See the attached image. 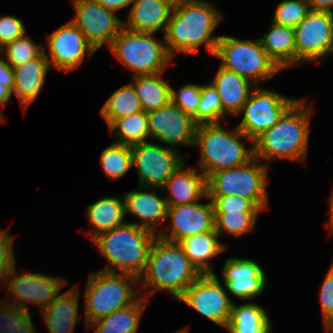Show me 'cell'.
<instances>
[{"instance_id": "obj_41", "label": "cell", "mask_w": 333, "mask_h": 333, "mask_svg": "<svg viewBox=\"0 0 333 333\" xmlns=\"http://www.w3.org/2000/svg\"><path fill=\"white\" fill-rule=\"evenodd\" d=\"M213 204L214 212H260L262 209L257 208L250 200L243 199L239 196H207Z\"/></svg>"}, {"instance_id": "obj_24", "label": "cell", "mask_w": 333, "mask_h": 333, "mask_svg": "<svg viewBox=\"0 0 333 333\" xmlns=\"http://www.w3.org/2000/svg\"><path fill=\"white\" fill-rule=\"evenodd\" d=\"M216 88L223 107V118L228 114L239 115L255 86L249 80L222 66L211 81ZM251 88V89H250Z\"/></svg>"}, {"instance_id": "obj_38", "label": "cell", "mask_w": 333, "mask_h": 333, "mask_svg": "<svg viewBox=\"0 0 333 333\" xmlns=\"http://www.w3.org/2000/svg\"><path fill=\"white\" fill-rule=\"evenodd\" d=\"M42 52L43 46L37 45L29 36L24 34L1 48L0 57L6 56V62L14 68L36 59Z\"/></svg>"}, {"instance_id": "obj_44", "label": "cell", "mask_w": 333, "mask_h": 333, "mask_svg": "<svg viewBox=\"0 0 333 333\" xmlns=\"http://www.w3.org/2000/svg\"><path fill=\"white\" fill-rule=\"evenodd\" d=\"M323 322L333 318V269L330 268L320 289Z\"/></svg>"}, {"instance_id": "obj_48", "label": "cell", "mask_w": 333, "mask_h": 333, "mask_svg": "<svg viewBox=\"0 0 333 333\" xmlns=\"http://www.w3.org/2000/svg\"><path fill=\"white\" fill-rule=\"evenodd\" d=\"M12 92L0 84V105H5L12 96Z\"/></svg>"}, {"instance_id": "obj_4", "label": "cell", "mask_w": 333, "mask_h": 333, "mask_svg": "<svg viewBox=\"0 0 333 333\" xmlns=\"http://www.w3.org/2000/svg\"><path fill=\"white\" fill-rule=\"evenodd\" d=\"M157 236L133 223H124L99 234L92 240V245H96L110 262L101 271L117 273L118 269L121 273L139 278L145 269L150 249ZM111 264L117 269L115 270Z\"/></svg>"}, {"instance_id": "obj_34", "label": "cell", "mask_w": 333, "mask_h": 333, "mask_svg": "<svg viewBox=\"0 0 333 333\" xmlns=\"http://www.w3.org/2000/svg\"><path fill=\"white\" fill-rule=\"evenodd\" d=\"M100 164L106 176L116 180L125 175L131 168V146L114 143L103 149Z\"/></svg>"}, {"instance_id": "obj_28", "label": "cell", "mask_w": 333, "mask_h": 333, "mask_svg": "<svg viewBox=\"0 0 333 333\" xmlns=\"http://www.w3.org/2000/svg\"><path fill=\"white\" fill-rule=\"evenodd\" d=\"M124 197H104L87 207V217L91 224L90 238L124 224Z\"/></svg>"}, {"instance_id": "obj_47", "label": "cell", "mask_w": 333, "mask_h": 333, "mask_svg": "<svg viewBox=\"0 0 333 333\" xmlns=\"http://www.w3.org/2000/svg\"><path fill=\"white\" fill-rule=\"evenodd\" d=\"M311 11L333 12V0H307Z\"/></svg>"}, {"instance_id": "obj_20", "label": "cell", "mask_w": 333, "mask_h": 333, "mask_svg": "<svg viewBox=\"0 0 333 333\" xmlns=\"http://www.w3.org/2000/svg\"><path fill=\"white\" fill-rule=\"evenodd\" d=\"M153 189V191H142L141 188L140 190L127 192L123 197L125 214L130 213L139 219L138 222L131 223L158 235L157 227L166 220L168 207L166 199L160 198L156 193V191L162 189Z\"/></svg>"}, {"instance_id": "obj_19", "label": "cell", "mask_w": 333, "mask_h": 333, "mask_svg": "<svg viewBox=\"0 0 333 333\" xmlns=\"http://www.w3.org/2000/svg\"><path fill=\"white\" fill-rule=\"evenodd\" d=\"M223 286L241 300L260 295L266 286V274L252 259L228 258L223 270Z\"/></svg>"}, {"instance_id": "obj_21", "label": "cell", "mask_w": 333, "mask_h": 333, "mask_svg": "<svg viewBox=\"0 0 333 333\" xmlns=\"http://www.w3.org/2000/svg\"><path fill=\"white\" fill-rule=\"evenodd\" d=\"M185 164L184 162L161 188L170 193L165 197L167 207L196 203L207 195L205 175L202 172L198 174L197 168H185Z\"/></svg>"}, {"instance_id": "obj_52", "label": "cell", "mask_w": 333, "mask_h": 333, "mask_svg": "<svg viewBox=\"0 0 333 333\" xmlns=\"http://www.w3.org/2000/svg\"><path fill=\"white\" fill-rule=\"evenodd\" d=\"M166 1L170 2L171 4H173L175 6L181 0H166Z\"/></svg>"}, {"instance_id": "obj_42", "label": "cell", "mask_w": 333, "mask_h": 333, "mask_svg": "<svg viewBox=\"0 0 333 333\" xmlns=\"http://www.w3.org/2000/svg\"><path fill=\"white\" fill-rule=\"evenodd\" d=\"M13 238L7 230L0 229V280L5 279L16 264L12 247Z\"/></svg>"}, {"instance_id": "obj_37", "label": "cell", "mask_w": 333, "mask_h": 333, "mask_svg": "<svg viewBox=\"0 0 333 333\" xmlns=\"http://www.w3.org/2000/svg\"><path fill=\"white\" fill-rule=\"evenodd\" d=\"M0 333H35L30 312L1 301Z\"/></svg>"}, {"instance_id": "obj_3", "label": "cell", "mask_w": 333, "mask_h": 333, "mask_svg": "<svg viewBox=\"0 0 333 333\" xmlns=\"http://www.w3.org/2000/svg\"><path fill=\"white\" fill-rule=\"evenodd\" d=\"M312 107L299 99L271 128L253 141V155L259 161L274 158L305 162Z\"/></svg>"}, {"instance_id": "obj_35", "label": "cell", "mask_w": 333, "mask_h": 333, "mask_svg": "<svg viewBox=\"0 0 333 333\" xmlns=\"http://www.w3.org/2000/svg\"><path fill=\"white\" fill-rule=\"evenodd\" d=\"M259 212H214L215 231L240 237L254 230Z\"/></svg>"}, {"instance_id": "obj_25", "label": "cell", "mask_w": 333, "mask_h": 333, "mask_svg": "<svg viewBox=\"0 0 333 333\" xmlns=\"http://www.w3.org/2000/svg\"><path fill=\"white\" fill-rule=\"evenodd\" d=\"M79 291L72 289L58 294L41 312L49 333H73L78 316Z\"/></svg>"}, {"instance_id": "obj_39", "label": "cell", "mask_w": 333, "mask_h": 333, "mask_svg": "<svg viewBox=\"0 0 333 333\" xmlns=\"http://www.w3.org/2000/svg\"><path fill=\"white\" fill-rule=\"evenodd\" d=\"M310 11L307 0H284L278 4L273 22L295 28Z\"/></svg>"}, {"instance_id": "obj_23", "label": "cell", "mask_w": 333, "mask_h": 333, "mask_svg": "<svg viewBox=\"0 0 333 333\" xmlns=\"http://www.w3.org/2000/svg\"><path fill=\"white\" fill-rule=\"evenodd\" d=\"M50 67L43 51L36 59L12 68L14 74L12 94L17 96L24 111L40 94Z\"/></svg>"}, {"instance_id": "obj_36", "label": "cell", "mask_w": 333, "mask_h": 333, "mask_svg": "<svg viewBox=\"0 0 333 333\" xmlns=\"http://www.w3.org/2000/svg\"><path fill=\"white\" fill-rule=\"evenodd\" d=\"M201 97L198 111L193 116L194 121L199 124L220 123L223 118V107L220 96L212 83L200 85Z\"/></svg>"}, {"instance_id": "obj_45", "label": "cell", "mask_w": 333, "mask_h": 333, "mask_svg": "<svg viewBox=\"0 0 333 333\" xmlns=\"http://www.w3.org/2000/svg\"><path fill=\"white\" fill-rule=\"evenodd\" d=\"M0 84L7 87L12 93L14 88V74L12 67L0 58Z\"/></svg>"}, {"instance_id": "obj_15", "label": "cell", "mask_w": 333, "mask_h": 333, "mask_svg": "<svg viewBox=\"0 0 333 333\" xmlns=\"http://www.w3.org/2000/svg\"><path fill=\"white\" fill-rule=\"evenodd\" d=\"M75 10L71 21L84 34L97 51L104 43L110 47L115 36L124 28L115 14L102 7L96 0H73Z\"/></svg>"}, {"instance_id": "obj_5", "label": "cell", "mask_w": 333, "mask_h": 333, "mask_svg": "<svg viewBox=\"0 0 333 333\" xmlns=\"http://www.w3.org/2000/svg\"><path fill=\"white\" fill-rule=\"evenodd\" d=\"M240 138L253 143L237 126L228 132L220 123L197 125L193 147L200 148L199 168L206 178L214 172L242 166L254 157L253 147L246 148Z\"/></svg>"}, {"instance_id": "obj_50", "label": "cell", "mask_w": 333, "mask_h": 333, "mask_svg": "<svg viewBox=\"0 0 333 333\" xmlns=\"http://www.w3.org/2000/svg\"><path fill=\"white\" fill-rule=\"evenodd\" d=\"M324 328L326 330V332L328 333L330 330L332 331L333 333V318H330L328 320H325L324 321Z\"/></svg>"}, {"instance_id": "obj_2", "label": "cell", "mask_w": 333, "mask_h": 333, "mask_svg": "<svg viewBox=\"0 0 333 333\" xmlns=\"http://www.w3.org/2000/svg\"><path fill=\"white\" fill-rule=\"evenodd\" d=\"M201 275L179 243L157 236L150 249L145 269L138 278L143 287L153 288L149 294L141 296L148 300L156 290H167L179 300L185 290Z\"/></svg>"}, {"instance_id": "obj_40", "label": "cell", "mask_w": 333, "mask_h": 333, "mask_svg": "<svg viewBox=\"0 0 333 333\" xmlns=\"http://www.w3.org/2000/svg\"><path fill=\"white\" fill-rule=\"evenodd\" d=\"M200 97L198 84H185L178 91L171 87V102L191 117L198 111Z\"/></svg>"}, {"instance_id": "obj_18", "label": "cell", "mask_w": 333, "mask_h": 333, "mask_svg": "<svg viewBox=\"0 0 333 333\" xmlns=\"http://www.w3.org/2000/svg\"><path fill=\"white\" fill-rule=\"evenodd\" d=\"M171 221L170 233L158 230V236L164 240L179 243L184 238L206 233L215 229L213 204L199 202L168 207L167 218ZM166 233V234H165Z\"/></svg>"}, {"instance_id": "obj_27", "label": "cell", "mask_w": 333, "mask_h": 333, "mask_svg": "<svg viewBox=\"0 0 333 333\" xmlns=\"http://www.w3.org/2000/svg\"><path fill=\"white\" fill-rule=\"evenodd\" d=\"M215 231L200 233L179 242L192 264L201 274H214L209 261L227 249L226 245L218 240Z\"/></svg>"}, {"instance_id": "obj_9", "label": "cell", "mask_w": 333, "mask_h": 333, "mask_svg": "<svg viewBox=\"0 0 333 333\" xmlns=\"http://www.w3.org/2000/svg\"><path fill=\"white\" fill-rule=\"evenodd\" d=\"M214 56L222 61L220 66L237 73L256 86L260 81L273 78L282 71L265 52L259 39L241 40L222 35Z\"/></svg>"}, {"instance_id": "obj_14", "label": "cell", "mask_w": 333, "mask_h": 333, "mask_svg": "<svg viewBox=\"0 0 333 333\" xmlns=\"http://www.w3.org/2000/svg\"><path fill=\"white\" fill-rule=\"evenodd\" d=\"M16 266L6 276L7 280L4 286L8 292L12 293L13 298L6 300L19 309L29 312L27 303H33L39 306L42 312L59 294V291L65 286L66 281L63 278L51 277L42 273H30L16 276ZM13 278H8L12 277ZM27 302V303H26Z\"/></svg>"}, {"instance_id": "obj_46", "label": "cell", "mask_w": 333, "mask_h": 333, "mask_svg": "<svg viewBox=\"0 0 333 333\" xmlns=\"http://www.w3.org/2000/svg\"><path fill=\"white\" fill-rule=\"evenodd\" d=\"M102 7L107 10L116 12L128 7L133 3V0H96Z\"/></svg>"}, {"instance_id": "obj_7", "label": "cell", "mask_w": 333, "mask_h": 333, "mask_svg": "<svg viewBox=\"0 0 333 333\" xmlns=\"http://www.w3.org/2000/svg\"><path fill=\"white\" fill-rule=\"evenodd\" d=\"M153 34L123 28L109 47L117 59L134 72L133 77L164 72L173 58L165 42H159Z\"/></svg>"}, {"instance_id": "obj_22", "label": "cell", "mask_w": 333, "mask_h": 333, "mask_svg": "<svg viewBox=\"0 0 333 333\" xmlns=\"http://www.w3.org/2000/svg\"><path fill=\"white\" fill-rule=\"evenodd\" d=\"M124 28L134 32H165L174 5L166 0H133Z\"/></svg>"}, {"instance_id": "obj_32", "label": "cell", "mask_w": 333, "mask_h": 333, "mask_svg": "<svg viewBox=\"0 0 333 333\" xmlns=\"http://www.w3.org/2000/svg\"><path fill=\"white\" fill-rule=\"evenodd\" d=\"M140 111H143L140 100L133 86L128 83L112 93L100 113L109 127L115 120Z\"/></svg>"}, {"instance_id": "obj_12", "label": "cell", "mask_w": 333, "mask_h": 333, "mask_svg": "<svg viewBox=\"0 0 333 333\" xmlns=\"http://www.w3.org/2000/svg\"><path fill=\"white\" fill-rule=\"evenodd\" d=\"M294 30L296 64L333 54V12L310 11Z\"/></svg>"}, {"instance_id": "obj_8", "label": "cell", "mask_w": 333, "mask_h": 333, "mask_svg": "<svg viewBox=\"0 0 333 333\" xmlns=\"http://www.w3.org/2000/svg\"><path fill=\"white\" fill-rule=\"evenodd\" d=\"M259 164L253 157L242 166L210 174L206 178L207 196L235 195L250 200L257 208L266 209L268 164Z\"/></svg>"}, {"instance_id": "obj_54", "label": "cell", "mask_w": 333, "mask_h": 333, "mask_svg": "<svg viewBox=\"0 0 333 333\" xmlns=\"http://www.w3.org/2000/svg\"><path fill=\"white\" fill-rule=\"evenodd\" d=\"M329 231L331 232V234H333V228H331ZM330 268H332V269H333V264L331 265V267H330Z\"/></svg>"}, {"instance_id": "obj_26", "label": "cell", "mask_w": 333, "mask_h": 333, "mask_svg": "<svg viewBox=\"0 0 333 333\" xmlns=\"http://www.w3.org/2000/svg\"><path fill=\"white\" fill-rule=\"evenodd\" d=\"M270 31L259 38L262 47L283 71L296 64L295 30L272 22Z\"/></svg>"}, {"instance_id": "obj_11", "label": "cell", "mask_w": 333, "mask_h": 333, "mask_svg": "<svg viewBox=\"0 0 333 333\" xmlns=\"http://www.w3.org/2000/svg\"><path fill=\"white\" fill-rule=\"evenodd\" d=\"M177 149L148 141L131 146V163L139 177V189L162 188L185 162Z\"/></svg>"}, {"instance_id": "obj_30", "label": "cell", "mask_w": 333, "mask_h": 333, "mask_svg": "<svg viewBox=\"0 0 333 333\" xmlns=\"http://www.w3.org/2000/svg\"><path fill=\"white\" fill-rule=\"evenodd\" d=\"M226 330L230 333H271V322L265 309L250 303L236 306L233 302Z\"/></svg>"}, {"instance_id": "obj_43", "label": "cell", "mask_w": 333, "mask_h": 333, "mask_svg": "<svg viewBox=\"0 0 333 333\" xmlns=\"http://www.w3.org/2000/svg\"><path fill=\"white\" fill-rule=\"evenodd\" d=\"M24 34H26V29L21 20L9 15L0 17V50Z\"/></svg>"}, {"instance_id": "obj_31", "label": "cell", "mask_w": 333, "mask_h": 333, "mask_svg": "<svg viewBox=\"0 0 333 333\" xmlns=\"http://www.w3.org/2000/svg\"><path fill=\"white\" fill-rule=\"evenodd\" d=\"M162 74L134 76V83H130L144 112L156 110L171 102V86L162 79Z\"/></svg>"}, {"instance_id": "obj_1", "label": "cell", "mask_w": 333, "mask_h": 333, "mask_svg": "<svg viewBox=\"0 0 333 333\" xmlns=\"http://www.w3.org/2000/svg\"><path fill=\"white\" fill-rule=\"evenodd\" d=\"M221 19L222 15L209 2L181 0L173 7L163 34L168 53L172 57L176 52L189 55L204 44L214 55L221 36L212 33Z\"/></svg>"}, {"instance_id": "obj_33", "label": "cell", "mask_w": 333, "mask_h": 333, "mask_svg": "<svg viewBox=\"0 0 333 333\" xmlns=\"http://www.w3.org/2000/svg\"><path fill=\"white\" fill-rule=\"evenodd\" d=\"M108 129L115 136L116 143L129 146L146 142L150 137L147 112L144 111L117 119Z\"/></svg>"}, {"instance_id": "obj_53", "label": "cell", "mask_w": 333, "mask_h": 333, "mask_svg": "<svg viewBox=\"0 0 333 333\" xmlns=\"http://www.w3.org/2000/svg\"><path fill=\"white\" fill-rule=\"evenodd\" d=\"M1 123H5V121H4V119H3V116L1 115V113H0V124Z\"/></svg>"}, {"instance_id": "obj_16", "label": "cell", "mask_w": 333, "mask_h": 333, "mask_svg": "<svg viewBox=\"0 0 333 333\" xmlns=\"http://www.w3.org/2000/svg\"><path fill=\"white\" fill-rule=\"evenodd\" d=\"M149 135L154 139L175 146H194L197 123L170 102L168 105L147 112Z\"/></svg>"}, {"instance_id": "obj_17", "label": "cell", "mask_w": 333, "mask_h": 333, "mask_svg": "<svg viewBox=\"0 0 333 333\" xmlns=\"http://www.w3.org/2000/svg\"><path fill=\"white\" fill-rule=\"evenodd\" d=\"M47 41L49 54L45 46L43 51L50 66L64 72L77 69L86 54L91 56L96 51L72 21L51 33Z\"/></svg>"}, {"instance_id": "obj_10", "label": "cell", "mask_w": 333, "mask_h": 333, "mask_svg": "<svg viewBox=\"0 0 333 333\" xmlns=\"http://www.w3.org/2000/svg\"><path fill=\"white\" fill-rule=\"evenodd\" d=\"M299 99L255 86L240 113L243 119L237 127L253 142L275 125Z\"/></svg>"}, {"instance_id": "obj_6", "label": "cell", "mask_w": 333, "mask_h": 333, "mask_svg": "<svg viewBox=\"0 0 333 333\" xmlns=\"http://www.w3.org/2000/svg\"><path fill=\"white\" fill-rule=\"evenodd\" d=\"M138 282V277L126 273L100 270L90 274L84 291L86 328L101 317L134 304L141 297L140 290H136Z\"/></svg>"}, {"instance_id": "obj_51", "label": "cell", "mask_w": 333, "mask_h": 333, "mask_svg": "<svg viewBox=\"0 0 333 333\" xmlns=\"http://www.w3.org/2000/svg\"><path fill=\"white\" fill-rule=\"evenodd\" d=\"M188 327H184V329L178 330L175 333H188Z\"/></svg>"}, {"instance_id": "obj_29", "label": "cell", "mask_w": 333, "mask_h": 333, "mask_svg": "<svg viewBox=\"0 0 333 333\" xmlns=\"http://www.w3.org/2000/svg\"><path fill=\"white\" fill-rule=\"evenodd\" d=\"M146 301L147 299L141 296L129 307L114 311L90 323L87 330L95 328L94 333H137Z\"/></svg>"}, {"instance_id": "obj_49", "label": "cell", "mask_w": 333, "mask_h": 333, "mask_svg": "<svg viewBox=\"0 0 333 333\" xmlns=\"http://www.w3.org/2000/svg\"><path fill=\"white\" fill-rule=\"evenodd\" d=\"M331 198H330V201H329V205H330V215H329V217H330V221H329V229H331V228H333V191H332V194H331V196H330Z\"/></svg>"}, {"instance_id": "obj_13", "label": "cell", "mask_w": 333, "mask_h": 333, "mask_svg": "<svg viewBox=\"0 0 333 333\" xmlns=\"http://www.w3.org/2000/svg\"><path fill=\"white\" fill-rule=\"evenodd\" d=\"M225 289L215 273L202 274L185 290L179 300L226 329L233 302Z\"/></svg>"}]
</instances>
